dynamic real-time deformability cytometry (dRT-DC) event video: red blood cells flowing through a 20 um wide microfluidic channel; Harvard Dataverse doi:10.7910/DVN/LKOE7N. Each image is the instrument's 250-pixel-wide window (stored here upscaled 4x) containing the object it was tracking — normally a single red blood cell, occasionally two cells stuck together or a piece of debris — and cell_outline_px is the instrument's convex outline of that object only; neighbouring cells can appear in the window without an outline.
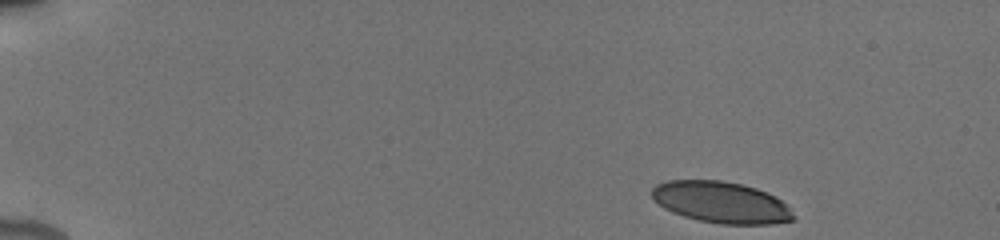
{"species": "human", "species_latin": "Homo sapiens", "temperature_condition": "cold", "stored_images_in_passage": 25, "camera_frame_rate_fps": 3000, "um_per_image_px": 0.085, "donor": {"sex": "male"}, "frame": {"image": 1, "passage_image": 1, "time_ms": 0.0, "image_size_px": [1000, 240], "cell_outline_px": [[796, 220], [772, 224], [720, 224], [700, 220], [684, 216], [672, 212], [664, 208], [652, 196], [652, 188], [656, 184], [668, 180], [720, 180], [740, 184], [756, 188], [776, 196], [788, 204], [796, 216]], "centroid_in_image_um": [61.36, 17.2], "position_along_channel_um": 23.6, "area_um2": 34.33}}
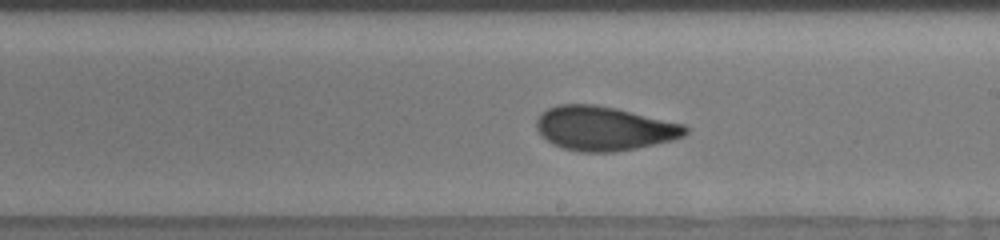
{"frame": {"image": 2, "passage_image": 22, "time_ms": 8.667, "image_size_px": [1000, 240], "cell_outline_px": [[688, 132], [684, 136], [672, 140], [636, 148], [612, 152], [580, 152], [564, 148], [552, 144], [536, 128], [536, 120], [548, 108], [560, 104], [596, 104], [616, 108], [684, 124], [688, 128]], "centroid_in_image_um": [51.36, 10.91], "position_along_channel_um": 237.6, "area_um2": 38.09}}
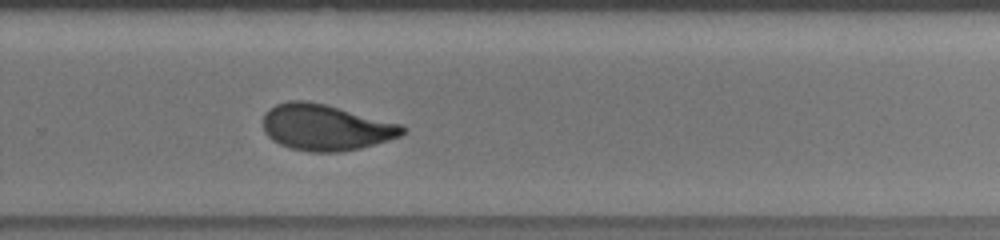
{"frame": {"image": 3, "passage_image": 25, "time_ms": 10.333, "image_size_px": [1000, 240], "cell_outline_px": [[408, 128], [400, 136], [388, 140], [360, 148], [340, 152], [312, 152], [292, 148], [280, 144], [272, 140], [264, 132], [264, 112], [276, 104], [288, 100], [308, 100], [324, 104], [400, 124]], "centroid_in_image_um": [27.65, 10.82], "position_along_channel_um": 302.1, "area_um2": 37.22}}